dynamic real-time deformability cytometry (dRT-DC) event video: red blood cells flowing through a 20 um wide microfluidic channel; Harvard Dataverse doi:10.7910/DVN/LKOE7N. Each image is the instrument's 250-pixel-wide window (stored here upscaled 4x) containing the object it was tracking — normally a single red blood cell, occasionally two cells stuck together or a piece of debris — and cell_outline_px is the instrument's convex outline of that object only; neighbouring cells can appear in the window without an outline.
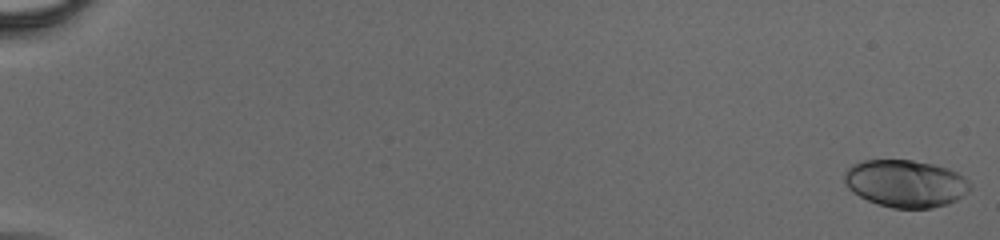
{"species": "human", "species_latin": "Homo sapiens", "temperature_condition": "cold", "stored_images_in_passage": 57, "camera_frame_rate_fps": 3000, "um_per_image_px": 0.085, "donor": {"sex": "male"}, "frame": {"image": 1, "passage_image": 1, "time_ms": 0.0, "image_size_px": [1000, 240], "cell_outline_px": [[972, 188], [968, 192], [956, 200], [948, 204], [932, 208], [892, 208], [868, 200], [852, 192], [848, 188], [844, 180], [844, 172], [852, 164], [864, 160], [912, 160], [932, 164], [948, 168], [964, 176], [972, 184]], "centroid_in_image_um": [76.99, 15.59], "position_along_channel_um": 8.0, "area_um2": 34.8}}
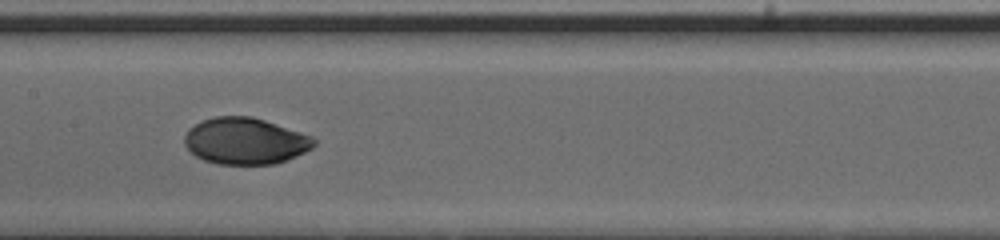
{"frame": {"image": 2, "passage_image": 32, "time_ms": 10.333, "image_size_px": [1000, 240], "cell_outline_px": [[316, 144], [312, 148], [288, 160], [276, 164], [216, 164], [204, 160], [196, 156], [184, 144], [184, 136], [188, 128], [200, 120], [212, 116], [252, 116], [312, 136], [316, 140]], "centroid_in_image_um": [20.82, 11.98], "position_along_channel_um": 186.6, "area_um2": 35.32}}
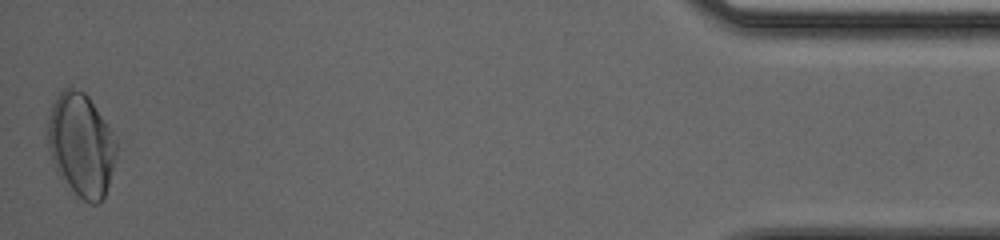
{"frame": {"image": 3, "passage_image": 57, "time_ms": 18.667, "image_size_px": [1000, 240], "cell_outline_px": [[116, 156], [108, 184], [104, 196], [100, 204], [92, 204], [72, 196], [56, 172], [48, 148], [48, 116], [52, 104], [56, 96], [68, 84], [84, 92], [88, 96], [112, 132], [116, 140]], "centroid_in_image_um": [6.86, 12.35], "position_along_channel_um": 428.3, "area_um2": 41.85}}